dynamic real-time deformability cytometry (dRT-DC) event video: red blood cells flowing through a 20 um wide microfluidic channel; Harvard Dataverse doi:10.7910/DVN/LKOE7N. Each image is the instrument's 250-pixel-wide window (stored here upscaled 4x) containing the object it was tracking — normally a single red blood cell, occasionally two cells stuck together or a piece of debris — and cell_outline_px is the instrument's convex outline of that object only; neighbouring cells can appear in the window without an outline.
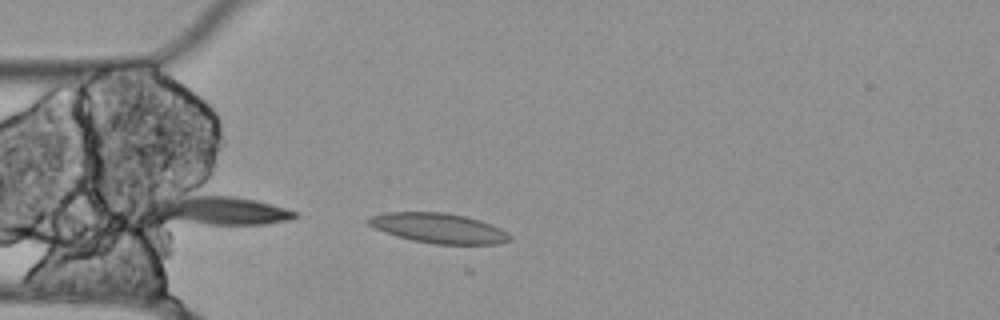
{"species": "Egyptian fruit bat (a non-hibernating species)", "species_latin": "Rousettus aegyptiacus", "temperature_condition": "cold", "stored_images_in_passage": 6, "camera_frame_rate_fps": 3000, "um_per_image_px": 0.085, "animal": {"sex": "female"}, "frame": {"image": 1, "passage_image": 1, "time_ms": 0.0, "image_size_px": [1000, 320], "cell_outline_px": [[512, 240], [500, 244], [436, 244], [412, 240], [396, 236], [384, 232], [368, 224], [364, 220], [372, 216], [388, 212], [444, 212], [464, 216], [480, 220], [492, 224], [500, 228], [512, 236]], "centroid_in_image_um": [37.31, 19.39], "position_along_channel_um": 47.7, "area_um2": 24.68}}
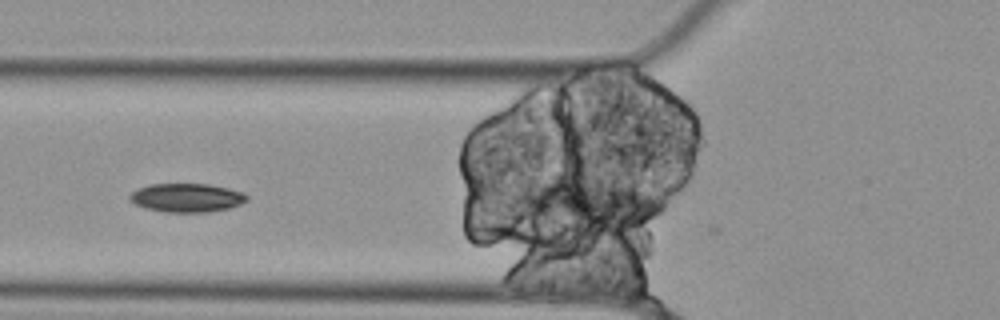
{"frame": {"image": 2, "passage_image": 4, "time_ms": 1.0, "image_size_px": [1000, 320], "cell_outline_px": [[248, 200], [240, 204], [228, 208], [208, 212], [164, 212], [144, 208], [128, 200], [128, 196], [132, 192], [148, 184], [208, 184], [228, 188], [244, 192], [248, 196]], "centroid_in_image_um": [15.87, 16.81], "position_along_channel_um": 109.9, "area_um2": 19.65}}